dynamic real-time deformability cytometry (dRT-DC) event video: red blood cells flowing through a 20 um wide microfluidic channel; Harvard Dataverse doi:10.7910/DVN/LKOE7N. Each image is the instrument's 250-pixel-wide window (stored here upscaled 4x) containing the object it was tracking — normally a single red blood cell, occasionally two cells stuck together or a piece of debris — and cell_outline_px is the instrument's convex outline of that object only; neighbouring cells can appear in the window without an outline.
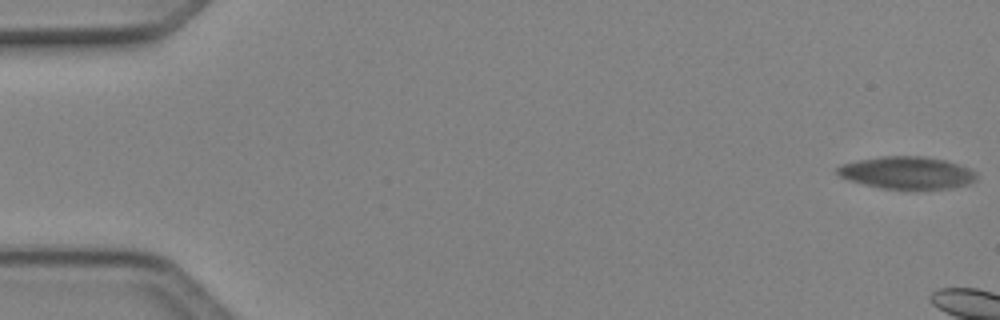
{"species": "Egyptian fruit bat (a non-hibernating species)", "species_latin": "Rousettus aegyptiacus", "temperature_condition": "cold", "stored_images_in_passage": 6, "camera_frame_rate_fps": 3000, "um_per_image_px": 0.085, "animal": {"sex": "female"}, "frame": {"image": 1, "passage_image": 1, "time_ms": 0.0, "image_size_px": [1000, 320], "cell_outline_px": [[976, 180], [968, 184], [952, 188], [916, 192], [880, 188], [848, 180], [840, 176], [836, 172], [836, 168], [840, 164], [880, 156], [924, 156], [944, 160], [960, 164], [976, 172]], "centroid_in_image_um": [77.11, 14.72], "position_along_channel_um": 7.9, "area_um2": 27.11}}